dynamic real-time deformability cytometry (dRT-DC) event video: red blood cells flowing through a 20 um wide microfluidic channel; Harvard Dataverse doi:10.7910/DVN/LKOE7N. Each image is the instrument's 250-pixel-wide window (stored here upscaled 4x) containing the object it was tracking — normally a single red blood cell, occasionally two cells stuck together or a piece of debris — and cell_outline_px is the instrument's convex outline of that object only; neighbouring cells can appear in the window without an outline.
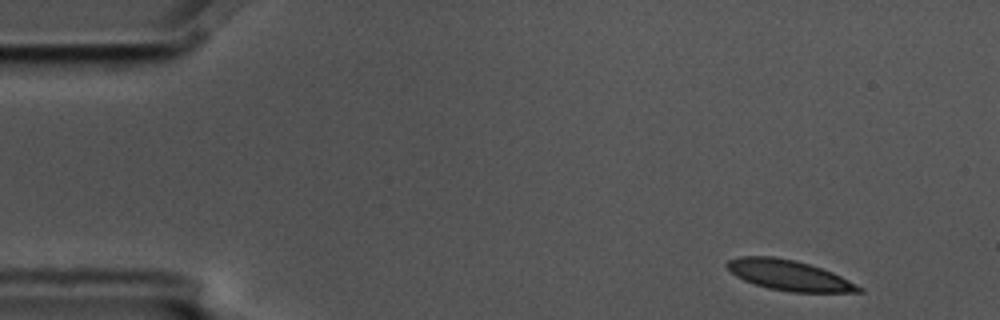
{"species": "common noctule bat (a hibernating species)", "species_latin": "Nyctalus noctula", "temperature_condition": "cold", "stored_images_in_passage": 4, "camera_frame_rate_fps": 3000, "um_per_image_px": 0.085, "animal": {"sex": "male", "body_mass_g": 17.5, "forearm_length_mm": 52.3}, "frame": {"image": 1, "passage_image": 1, "time_ms": 0.0, "image_size_px": [1000, 320], "cell_outline_px": [[864, 292], [792, 292], [768, 288], [744, 280], [736, 276], [724, 264], [728, 260], [740, 256], [772, 256], [792, 260], [808, 264], [832, 272], [864, 288]], "centroid_in_image_um": [67.06, 23.4], "position_along_channel_um": 17.9, "area_um2": 23.0}}
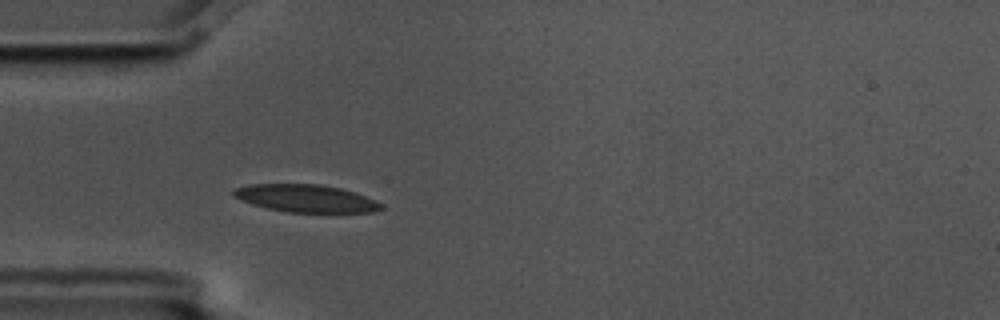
{"frame": {"image": 2, "passage_image": 4, "time_ms": 1.0, "image_size_px": [1000, 320], "cell_outline_px": [[384, 208], [372, 212], [288, 212], [268, 208], [252, 204], [240, 200], [232, 196], [232, 192], [236, 188], [252, 184], [320, 184], [340, 188], [356, 192], [376, 200], [384, 204]], "centroid_in_image_um": [26.03, 16.86], "position_along_channel_um": 59.0, "area_um2": 23.76}}